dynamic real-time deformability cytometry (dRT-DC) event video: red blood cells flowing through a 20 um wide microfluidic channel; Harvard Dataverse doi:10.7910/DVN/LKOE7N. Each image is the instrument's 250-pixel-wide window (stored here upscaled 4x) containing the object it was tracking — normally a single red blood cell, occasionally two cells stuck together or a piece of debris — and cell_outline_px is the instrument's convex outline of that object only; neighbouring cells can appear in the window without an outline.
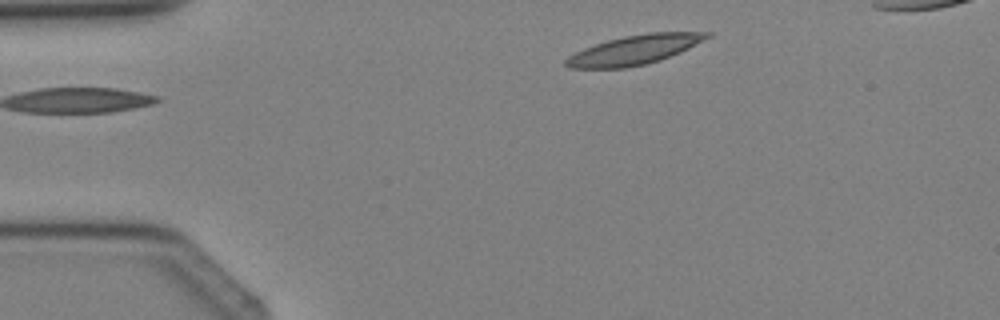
{"species": "Egyptian fruit bat (a non-hibernating species)", "species_latin": "Rousettus aegyptiacus", "temperature_condition": "cold", "stored_images_in_passage": 3, "camera_frame_rate_fps": 3000, "um_per_image_px": 0.085, "animal": {"sex": "female"}, "frame": {"image": 1, "passage_image": 3, "time_ms": 2.333, "image_size_px": [1000, 320], "cell_outline_px": [[712, 36], [680, 52], [660, 60], [644, 64], [624, 68], [568, 68], [564, 64], [564, 60], [568, 56], [584, 48], [608, 40], [624, 36], [648, 32], [712, 32]], "centroid_in_image_um": [53.92, 4.23], "position_along_channel_um": 31.1, "area_um2": 23.99}}